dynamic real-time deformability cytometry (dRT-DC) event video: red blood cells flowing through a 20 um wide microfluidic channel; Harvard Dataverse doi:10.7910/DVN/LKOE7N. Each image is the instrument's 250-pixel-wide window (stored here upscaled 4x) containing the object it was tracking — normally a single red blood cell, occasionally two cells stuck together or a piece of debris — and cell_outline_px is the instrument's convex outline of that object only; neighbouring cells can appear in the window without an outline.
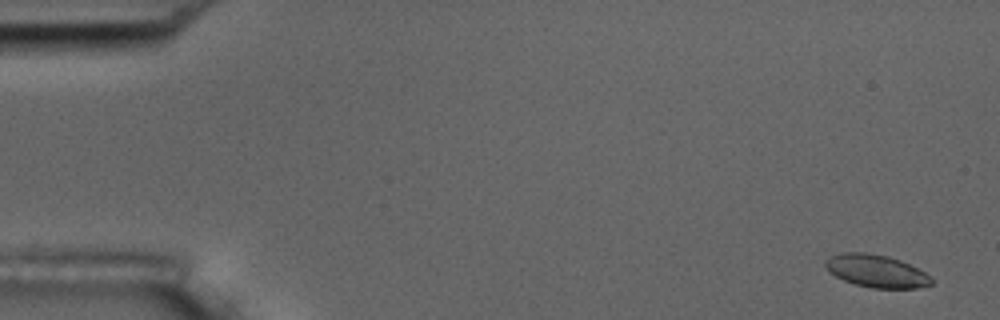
{"species": "common noctule bat (a hibernating species)", "species_latin": "Nyctalus noctula", "temperature_condition": "room temperature", "stored_images_in_passage": 17, "camera_frame_rate_fps": 3000, "um_per_image_px": 0.085, "animal": {"sex": "male", "body_mass_g": 17.5, "forearm_length_mm": 52.3}, "frame": {"image": 1, "passage_image": 3, "time_ms": 0.667, "image_size_px": [1000, 320], "cell_outline_px": [[932, 284], [916, 288], [872, 288], [856, 284], [844, 280], [828, 272], [824, 264], [824, 260], [832, 256], [844, 252], [864, 252], [888, 256], [900, 260], [932, 276]], "centroid_in_image_um": [74.47, 23.03], "position_along_channel_um": 10.5, "area_um2": 20.06}}
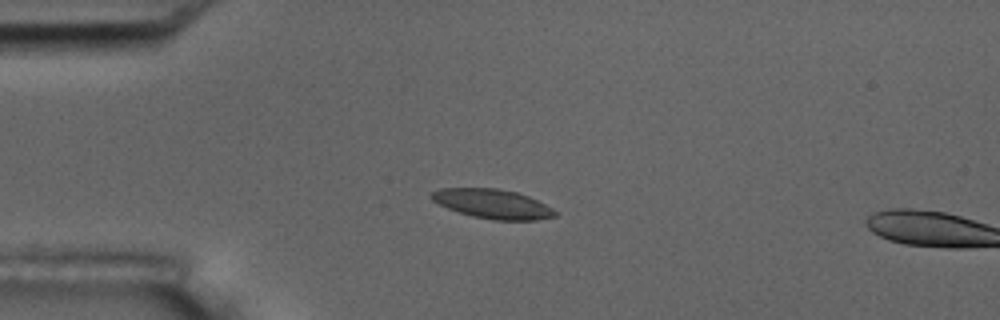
{"frame": {"image": 2, "passage_image": 15, "time_ms": 4.667, "image_size_px": [1000, 320], "cell_outline_px": [[556, 216], [536, 220], [492, 220], [472, 216], [448, 208], [432, 200], [428, 196], [432, 192], [440, 188], [496, 188], [516, 192], [528, 196], [552, 208], [556, 212]], "centroid_in_image_um": [41.85, 17.33], "position_along_channel_um": 43.1, "area_um2": 20.98}}